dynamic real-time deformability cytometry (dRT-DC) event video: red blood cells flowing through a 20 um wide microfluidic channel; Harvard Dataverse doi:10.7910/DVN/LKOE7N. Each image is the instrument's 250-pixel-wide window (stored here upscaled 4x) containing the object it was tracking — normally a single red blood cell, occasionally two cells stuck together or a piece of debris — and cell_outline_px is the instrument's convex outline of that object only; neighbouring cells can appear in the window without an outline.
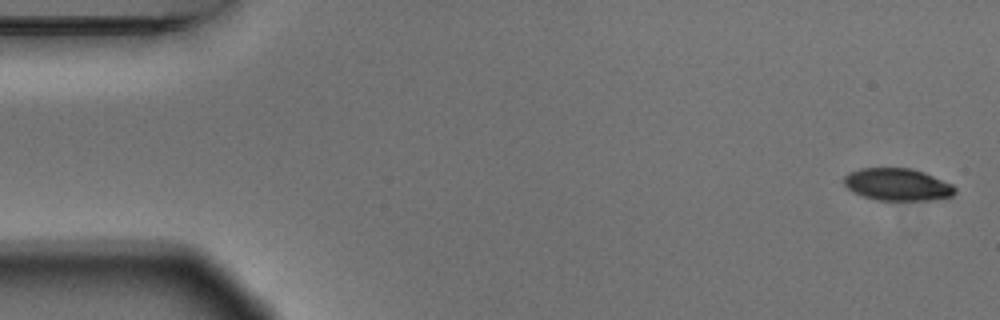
{"species": "Egyptian fruit bat (a non-hibernating species)", "species_latin": "Rousettus aegyptiacus", "temperature_condition": "warm", "stored_images_in_passage": 4, "camera_frame_rate_fps": 3000, "um_per_image_px": 0.085, "animal": {"sex": "male"}, "frame": {"image": 1, "passage_image": 1, "time_ms": 0.0, "image_size_px": [1000, 320], "cell_outline_px": [[956, 192], [952, 196], [936, 200], [876, 200], [852, 192], [844, 184], [844, 176], [848, 172], [860, 168], [912, 168], [924, 172], [952, 184], [956, 188]], "centroid_in_image_um": [76.29, 15.68], "position_along_channel_um": 8.7, "area_um2": 21.04}}